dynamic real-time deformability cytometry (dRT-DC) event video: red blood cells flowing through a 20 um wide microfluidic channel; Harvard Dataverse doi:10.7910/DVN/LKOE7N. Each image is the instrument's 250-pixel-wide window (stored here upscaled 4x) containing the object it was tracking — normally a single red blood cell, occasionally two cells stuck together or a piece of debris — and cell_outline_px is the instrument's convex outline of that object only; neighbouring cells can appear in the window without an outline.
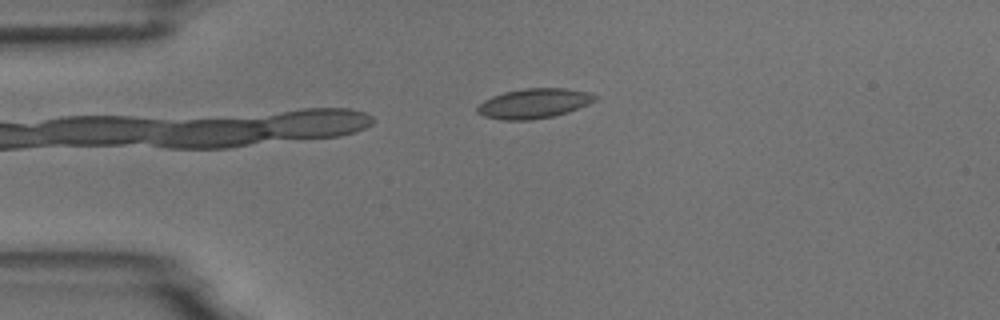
{"species": "common noctule bat (a hibernating species)", "species_latin": "Nyctalus noctula", "temperature_condition": "room temperature", "stored_images_in_passage": 4, "camera_frame_rate_fps": 3000, "um_per_image_px": 0.085, "animal": {"sex": "male", "body_mass_g": 18.8}, "frame": {"image": 1, "passage_image": 4, "time_ms": 3.333, "image_size_px": [1000, 320], "cell_outline_px": [[600, 96], [596, 100], [588, 104], [568, 112], [552, 116], [528, 120], [504, 120], [484, 116], [476, 112], [476, 108], [484, 100], [492, 96], [504, 92], [524, 88], [564, 88], [588, 92]], "centroid_in_image_um": [45.39, 8.78], "position_along_channel_um": 39.6, "area_um2": 20.4}}